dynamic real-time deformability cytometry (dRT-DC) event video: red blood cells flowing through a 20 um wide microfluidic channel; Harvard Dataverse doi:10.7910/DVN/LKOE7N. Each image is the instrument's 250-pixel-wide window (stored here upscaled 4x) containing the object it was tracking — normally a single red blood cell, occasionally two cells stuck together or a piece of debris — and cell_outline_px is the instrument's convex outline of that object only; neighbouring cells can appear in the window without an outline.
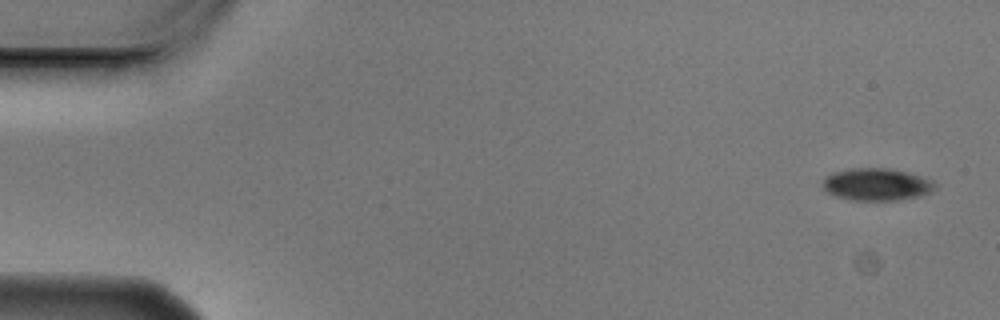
{"species": "Egyptian fruit bat (a non-hibernating species)", "species_latin": "Rousettus aegyptiacus", "temperature_condition": "cold", "stored_images_in_passage": 4, "camera_frame_rate_fps": 3000, "um_per_image_px": 0.085, "animal": {"sex": "male"}, "frame": {"image": 1, "passage_image": 1, "time_ms": 0.0, "image_size_px": [1000, 320], "cell_outline_px": [[936, 188], [932, 192], [920, 196], [896, 200], [852, 200], [836, 196], [828, 192], [824, 188], [824, 180], [832, 172], [852, 168], [888, 168], [908, 172], [932, 180], [936, 184]], "centroid_in_image_um": [74.56, 15.67], "position_along_channel_um": 10.4, "area_um2": 21.04}}
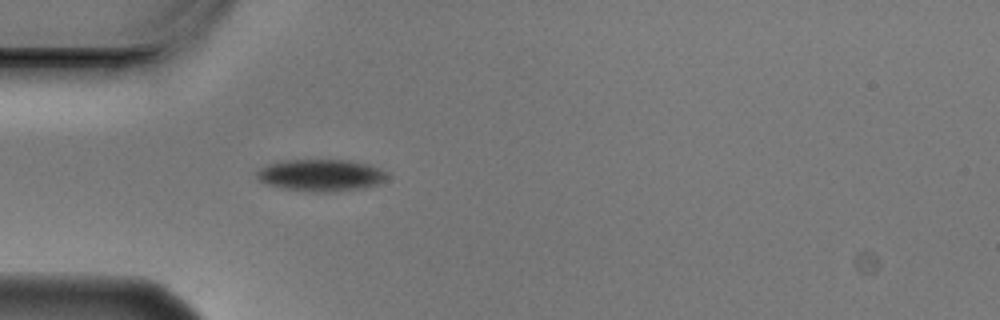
{"frame": {"image": 2, "passage_image": 4, "time_ms": 1.0, "image_size_px": [1000, 320], "cell_outline_px": [[388, 176], [380, 184], [364, 188], [332, 192], [316, 192], [284, 188], [268, 184], [260, 180], [256, 176], [256, 172], [260, 168], [268, 164], [284, 160], [348, 160], [368, 164], [380, 168], [388, 172]], "centroid_in_image_um": [27.32, 14.89], "position_along_channel_um": 57.7, "area_um2": 24.28}}